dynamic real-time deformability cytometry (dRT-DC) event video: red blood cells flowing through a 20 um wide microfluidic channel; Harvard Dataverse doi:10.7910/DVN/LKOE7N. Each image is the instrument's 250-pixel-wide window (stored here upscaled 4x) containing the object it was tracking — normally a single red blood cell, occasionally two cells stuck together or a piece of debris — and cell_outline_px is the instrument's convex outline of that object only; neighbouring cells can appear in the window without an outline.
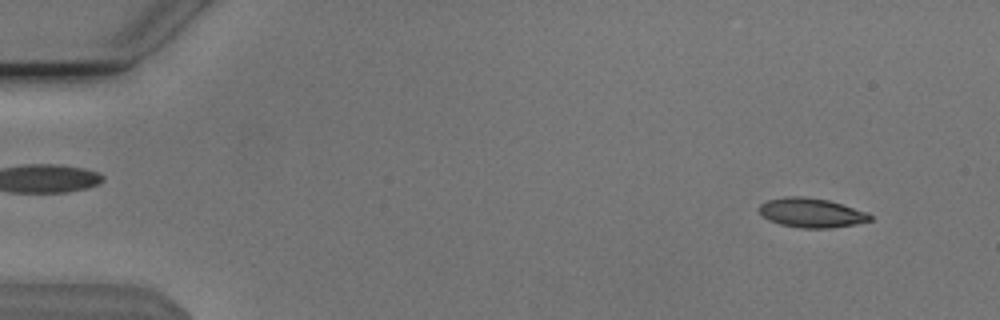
{"species": "Egyptian fruit bat (a non-hibernating species)", "species_latin": "Rousettus aegyptiacus", "temperature_condition": "cold", "stored_images_in_passage": 51, "camera_frame_rate_fps": 3000, "um_per_image_px": 0.085, "animal": {"sex": "male"}, "frame": {"image": 1, "passage_image": 4, "time_ms": 1.0, "image_size_px": [1000, 320], "cell_outline_px": [[872, 220], [852, 224], [828, 228], [804, 228], [780, 224], [768, 220], [756, 208], [760, 204], [768, 200], [784, 196], [804, 196], [828, 200], [868, 212], [872, 216]], "centroid_in_image_um": [68.94, 18.07], "position_along_channel_um": 16.1, "area_um2": 18.9}}
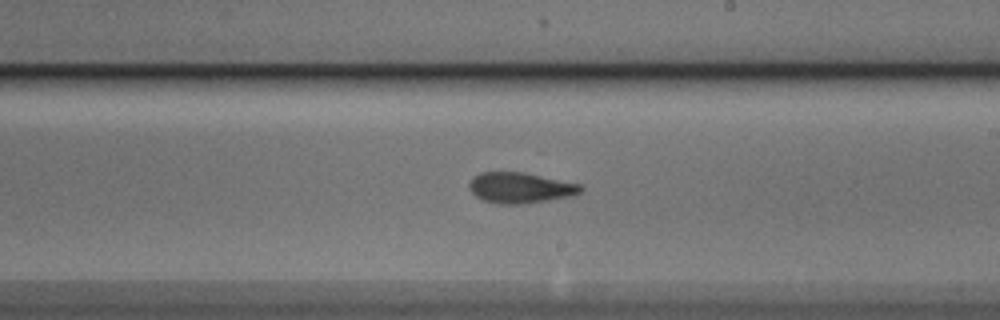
{"frame": {"image": 2, "passage_image": 31, "time_ms": 10.0, "image_size_px": [1000, 320], "cell_outline_px": [[584, 188], [580, 192], [572, 196], [548, 200], [520, 204], [496, 204], [484, 200], [476, 196], [468, 188], [468, 184], [480, 172], [524, 172], [584, 184]], "centroid_in_image_um": [44.27, 15.96], "position_along_channel_um": 244.7, "area_um2": 20.06}}
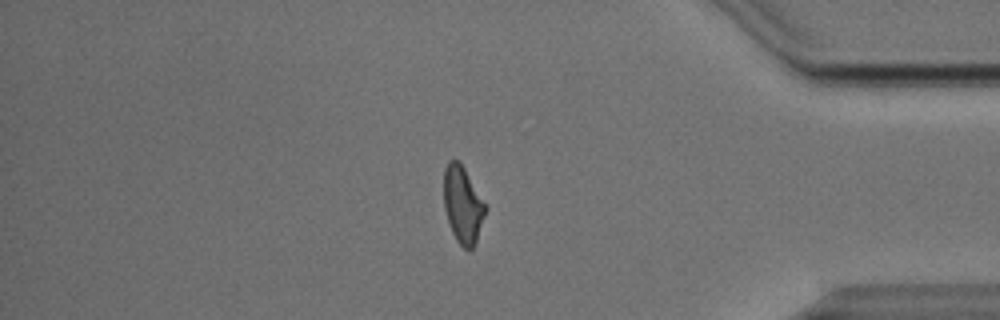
{"frame": {"image": 3, "passage_image": 45, "time_ms": 14.667, "image_size_px": [1000, 320], "cell_outline_px": [[488, 208], [476, 240], [472, 248], [468, 252], [456, 240], [452, 232], [444, 208], [444, 168], [448, 160], [456, 160], [464, 168]], "centroid_in_image_um": [39.34, 17.41], "position_along_channel_um": 395.9, "area_um2": 18.5}}